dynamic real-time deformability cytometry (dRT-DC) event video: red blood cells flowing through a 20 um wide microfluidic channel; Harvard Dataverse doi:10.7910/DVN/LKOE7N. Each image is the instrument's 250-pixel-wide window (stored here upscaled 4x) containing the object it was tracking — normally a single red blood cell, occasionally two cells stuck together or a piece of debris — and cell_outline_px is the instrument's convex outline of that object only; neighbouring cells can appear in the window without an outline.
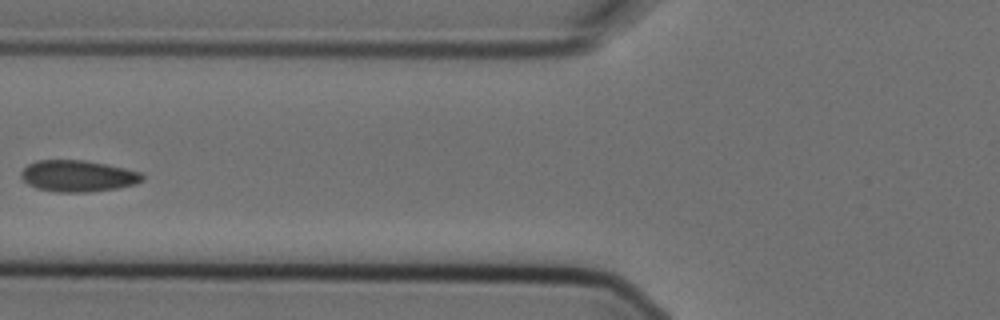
{"species": "Egyptian fruit bat (a non-hibernating species)", "species_latin": "Rousettus aegyptiacus", "temperature_condition": "cold", "stored_images_in_passage": 7, "camera_frame_rate_fps": 3000, "um_per_image_px": 0.085, "animal": {"sex": "female"}, "frame": {"image": 1, "passage_image": 7, "time_ms": 2.0, "image_size_px": [1000, 320], "cell_outline_px": [[144, 180], [136, 184], [116, 188], [88, 192], [56, 192], [36, 188], [28, 184], [20, 176], [20, 172], [28, 164], [36, 160], [84, 160], [108, 164], [140, 172], [144, 176]], "centroid_in_image_um": [6.61, 14.95], "position_along_channel_um": 119.2, "area_um2": 22.31}}